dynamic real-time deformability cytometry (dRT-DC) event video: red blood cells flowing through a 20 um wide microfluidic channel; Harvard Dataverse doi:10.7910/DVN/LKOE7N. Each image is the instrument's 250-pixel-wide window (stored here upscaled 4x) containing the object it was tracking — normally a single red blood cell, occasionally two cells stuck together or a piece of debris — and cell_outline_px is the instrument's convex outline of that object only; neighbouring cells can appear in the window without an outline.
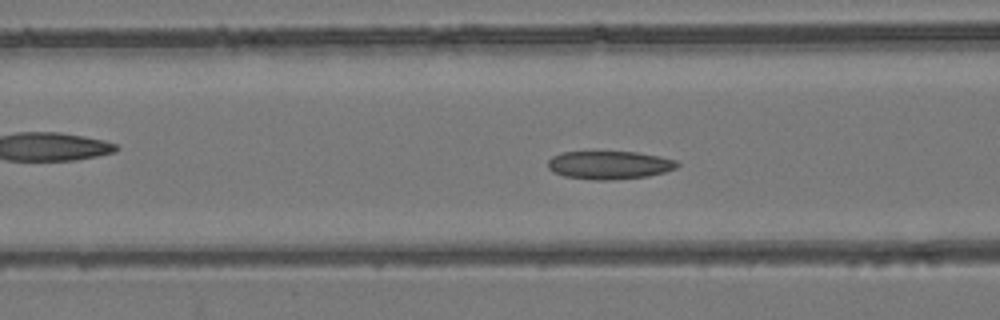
{"species": "common noctule bat (a hibernating species)", "species_latin": "Nyctalus noctula", "temperature_condition": "room temperature", "stored_images_in_passage": 53, "camera_frame_rate_fps": 3000, "um_per_image_px": 0.085, "animal": {"sex": "female", "body_mass_g": 24.6, "forearm_length_mm": 56.2}, "frame": {"image": 1, "passage_image": 21, "time_ms": 6.667, "image_size_px": [1000, 320], "cell_outline_px": [[680, 164], [676, 168], [664, 172], [648, 176], [612, 180], [596, 180], [564, 176], [552, 172], [548, 168], [548, 160], [552, 156], [560, 152], [636, 152], [660, 156], [676, 160]], "centroid_in_image_um": [51.79, 14.03], "position_along_channel_um": 114.8, "area_um2": 21.33}}
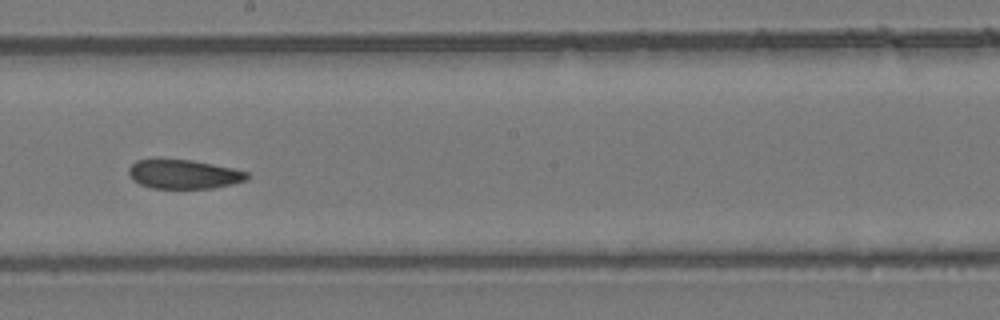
{"frame": {"image": 2, "passage_image": 30, "time_ms": 9.667, "image_size_px": [1000, 320], "cell_outline_px": [[248, 180], [232, 184], [212, 188], [152, 188], [140, 184], [132, 180], [128, 172], [128, 168], [136, 160], [192, 160], [232, 168], [248, 172]], "centroid_in_image_um": [15.62, 14.82], "position_along_channel_um": 232.6, "area_um2": 19.88}}
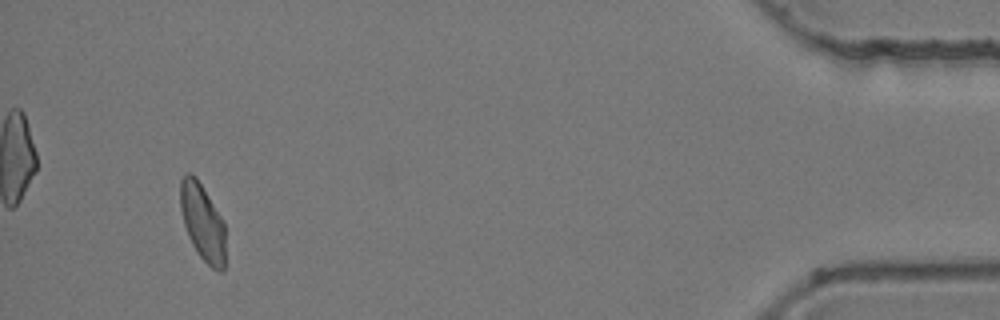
{"frame": {"image": 3, "passage_image": 50, "time_ms": 16.333, "image_size_px": [1000, 320], "cell_outline_px": [[224, 272], [220, 272], [212, 268], [200, 256], [192, 244], [188, 236], [184, 224], [180, 208], [180, 180], [184, 172], [192, 172], [196, 176], [224, 220]], "centroid_in_image_um": [17.2, 18.83], "position_along_channel_um": 418.0, "area_um2": 20.35}, "authors_computed_cell_mechanics": {"area_um2": 21.3282, "velocity_mm_per_s": 3.9207, "shape_relaxation_time_tau1_ms": null, "shape_relaxation_time_tau2_ms": 5.5487, "deformation_change_tau1": null, "deformation_change_tau2": 0.0981}}